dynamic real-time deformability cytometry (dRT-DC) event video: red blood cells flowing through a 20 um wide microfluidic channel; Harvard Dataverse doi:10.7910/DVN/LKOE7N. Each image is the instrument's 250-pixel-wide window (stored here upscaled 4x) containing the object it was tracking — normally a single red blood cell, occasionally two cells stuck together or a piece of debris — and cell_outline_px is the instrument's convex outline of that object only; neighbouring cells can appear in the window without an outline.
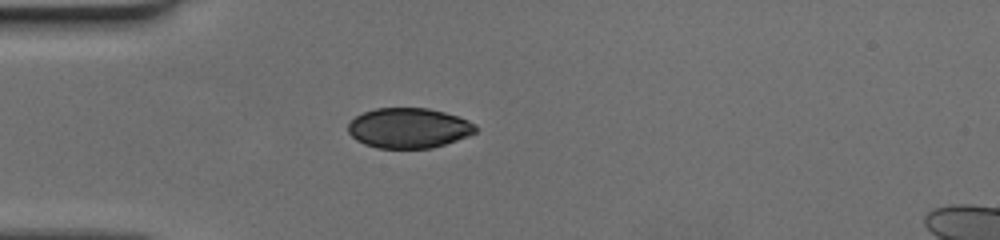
{"species": "human", "species_latin": "Homo sapiens", "temperature_condition": "cold", "stored_images_in_passage": 37, "camera_frame_rate_fps": 3000, "um_per_image_px": 0.085, "donor": {"sex": "female"}, "frame": {"image": 1, "passage_image": 1, "time_ms": 0.0, "image_size_px": [1000, 240], "cell_outline_px": [[476, 132], [468, 136], [432, 148], [376, 148], [364, 144], [356, 140], [348, 132], [348, 124], [356, 116], [364, 112], [376, 108], [428, 108], [444, 112], [468, 120], [476, 124]], "centroid_in_image_um": [34.73, 10.88], "position_along_channel_um": 50.3, "area_um2": 29.77}}
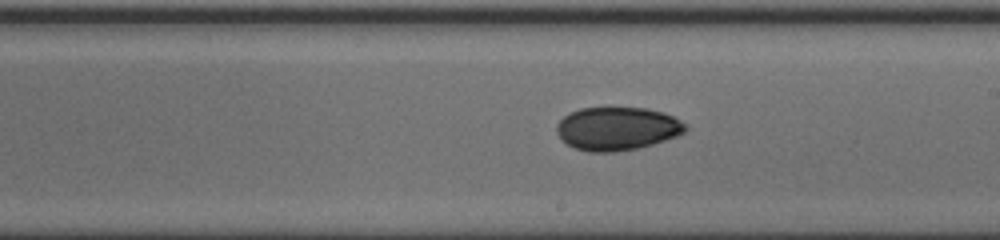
{"frame": {"image": 2, "passage_image": 16, "time_ms": 5.0, "image_size_px": [1000, 240], "cell_outline_px": [[688, 128], [684, 132], [676, 136], [652, 144], [636, 148], [616, 152], [588, 152], [576, 148], [560, 140], [556, 132], [556, 124], [568, 112], [580, 108], [648, 108], [664, 112], [688, 124]], "centroid_in_image_um": [52.44, 10.93], "position_along_channel_um": 236.6, "area_um2": 32.66}}
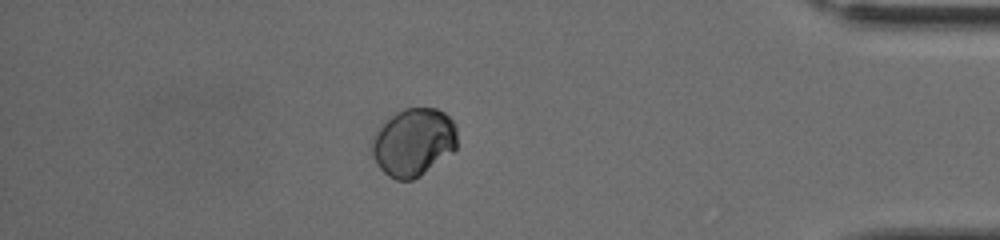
{"frame": {"image": 3, "passage_image": 31, "time_ms": 10.0, "image_size_px": [1000, 240], "cell_outline_px": [[456, 148], [452, 152], [420, 176], [412, 180], [396, 180], [388, 176], [380, 168], [372, 152], [372, 140], [380, 128], [392, 116], [404, 108], [436, 108], [444, 112], [452, 120], [456, 128]], "centroid_in_image_um": [35.17, 12.1], "position_along_channel_um": 400.0, "area_um2": 33.18}}